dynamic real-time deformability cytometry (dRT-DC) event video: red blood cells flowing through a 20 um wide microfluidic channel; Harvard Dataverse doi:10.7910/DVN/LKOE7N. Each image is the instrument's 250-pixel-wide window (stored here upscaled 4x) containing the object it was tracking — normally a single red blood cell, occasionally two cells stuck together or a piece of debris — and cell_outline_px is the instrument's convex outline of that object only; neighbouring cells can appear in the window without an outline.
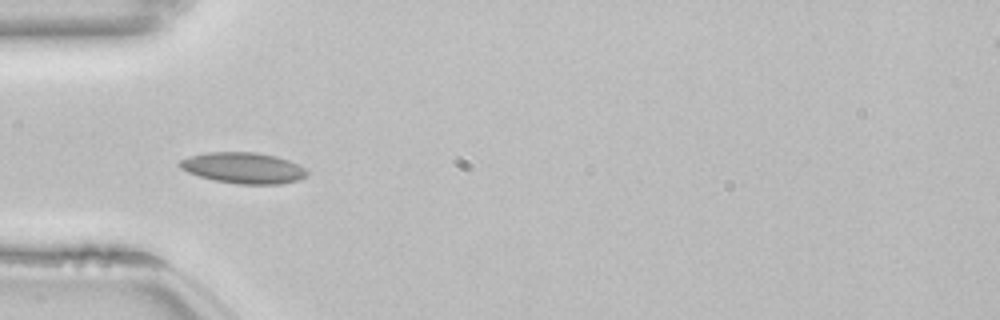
{"species": "common noctule bat (a hibernating species)", "species_latin": "Nyctalus noctula", "temperature_condition": "room temperature", "stored_images_in_passage": 7, "camera_frame_rate_fps": 3000, "um_per_image_px": 0.085, "animal": {"sex": "female", "body_mass_g": 22.7, "forearm_length_mm": 54.2}, "frame": {"image": 1, "passage_image": 3, "time_ms": 0.667, "image_size_px": [1000, 320], "cell_outline_px": [[308, 176], [296, 180], [280, 184], [236, 184], [212, 180], [188, 172], [180, 168], [176, 164], [180, 160], [192, 156], [208, 152], [256, 152], [276, 156], [288, 160], [304, 168], [308, 172]], "centroid_in_image_um": [20.67, 14.28], "position_along_channel_um": 64.3, "area_um2": 22.95}}